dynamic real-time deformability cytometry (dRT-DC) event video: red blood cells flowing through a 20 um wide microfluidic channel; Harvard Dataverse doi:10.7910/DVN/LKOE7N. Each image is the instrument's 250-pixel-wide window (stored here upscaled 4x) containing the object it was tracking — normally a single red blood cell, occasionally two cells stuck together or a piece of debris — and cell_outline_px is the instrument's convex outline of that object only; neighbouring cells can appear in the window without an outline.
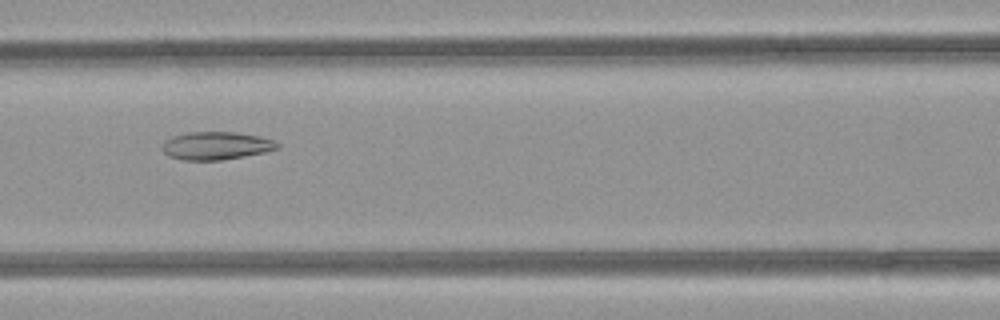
{"species": "common noctule bat (a hibernating species)", "species_latin": "Nyctalus noctula", "temperature_condition": "room temperature", "stored_images_in_passage": 34, "camera_frame_rate_fps": 3000, "um_per_image_px": 0.085, "animal": {"sex": "female", "body_mass_g": 21.9}, "frame": {"image": 1, "passage_image": 8, "time_ms": 2.333, "image_size_px": [1000, 320], "cell_outline_px": [[280, 148], [264, 152], [220, 160], [184, 160], [168, 156], [164, 152], [164, 140], [172, 136], [188, 132], [236, 132], [260, 136], [272, 140], [280, 144]], "centroid_in_image_um": [18.38, 12.38], "position_along_channel_um": 148.2, "area_um2": 18.61}}
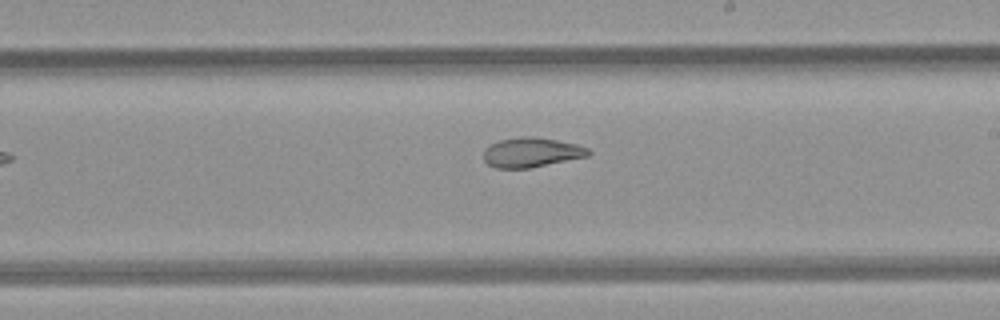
{"frame": {"image": 2, "passage_image": 15, "time_ms": 4.667, "image_size_px": [1000, 320], "cell_outline_px": [[592, 152], [588, 156], [532, 168], [496, 168], [488, 164], [484, 160], [484, 148], [500, 140], [524, 136], [532, 136], [556, 140], [576, 144], [588, 148]], "centroid_in_image_um": [45.18, 12.96], "position_along_channel_um": 243.8, "area_um2": 18.09}}
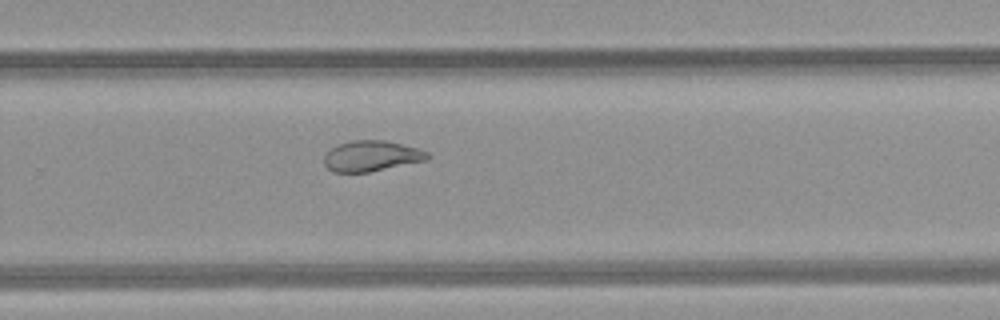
{"frame": {"image": 3, "passage_image": 19, "time_ms": 6.0, "image_size_px": [1000, 320], "cell_outline_px": [[432, 156], [428, 160], [368, 172], [332, 172], [324, 164], [324, 156], [332, 148], [340, 144], [352, 140], [384, 140], [416, 148], [428, 152]], "centroid_in_image_um": [31.59, 13.27], "position_along_channel_um": 298.2, "area_um2": 18.32}, "authors_computed_cell_mechanics": {"area_um2": 19.5364, "velocity_mm_per_s": 4.1104, "shape_relaxation_time_tau1_ms": null, "shape_relaxation_time_tau2_ms": 2.2991, "deformation_change_tau1": null, "deformation_change_tau2": 0.0883}}